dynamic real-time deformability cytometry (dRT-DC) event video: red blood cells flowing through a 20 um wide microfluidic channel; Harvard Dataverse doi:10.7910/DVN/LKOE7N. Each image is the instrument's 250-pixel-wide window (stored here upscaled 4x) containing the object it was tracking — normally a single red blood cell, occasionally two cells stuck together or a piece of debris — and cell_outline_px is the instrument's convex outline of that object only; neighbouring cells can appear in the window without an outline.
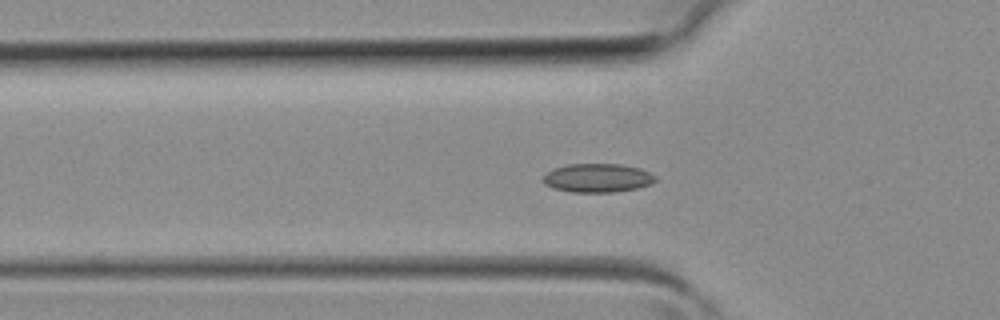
{"species": "common noctule bat (a hibernating species)", "species_latin": "Nyctalus noctula", "temperature_condition": "room temperature", "stored_images_in_passage": 40, "camera_frame_rate_fps": 3000, "um_per_image_px": 0.085, "animal": {"sex": "female", "body_mass_g": 19.3, "forearm_length_mm": 54.1}, "frame": {"image": 1, "passage_image": 13, "time_ms": 4.0, "image_size_px": [1000, 320], "cell_outline_px": [[656, 180], [652, 184], [636, 188], [616, 192], [572, 192], [552, 188], [544, 184], [540, 180], [552, 168], [568, 164], [620, 164], [640, 168], [656, 176]], "centroid_in_image_um": [50.76, 15.13], "position_along_channel_um": 75.0, "area_um2": 18.96}}
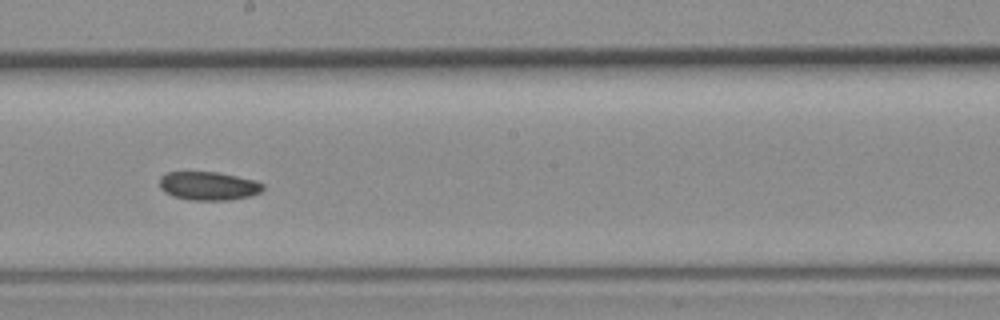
{"frame": {"image": 2, "passage_image": 22, "time_ms": 7.0, "image_size_px": [1000, 320], "cell_outline_px": [[264, 188], [260, 192], [252, 196], [228, 200], [188, 200], [172, 196], [164, 192], [160, 188], [160, 176], [168, 172], [216, 172], [256, 180], [264, 184]], "centroid_in_image_um": [17.72, 15.81], "position_along_channel_um": 230.5, "area_um2": 17.34}}
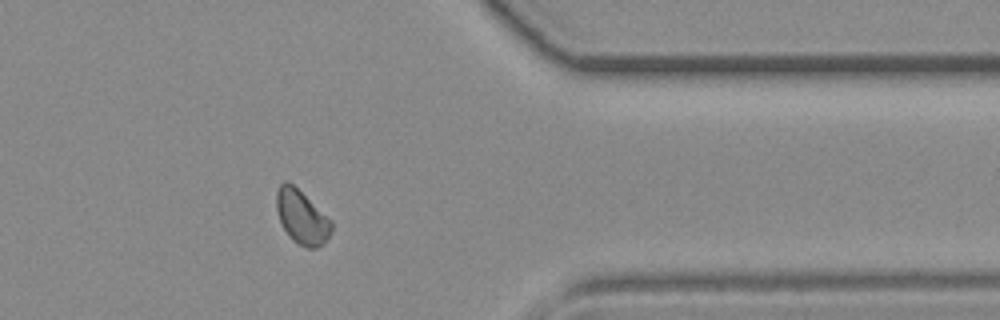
{"frame": {"image": 3, "passage_image": 32, "time_ms": 10.333, "image_size_px": [1000, 320], "cell_outline_px": [[332, 232], [324, 244], [316, 248], [308, 248], [296, 244], [292, 240], [284, 228], [280, 220], [276, 208], [276, 192], [280, 184], [284, 180], [288, 180], [332, 220]], "centroid_in_image_um": [25.66, 18.46], "position_along_channel_um": 385.7, "area_um2": 17.34}}